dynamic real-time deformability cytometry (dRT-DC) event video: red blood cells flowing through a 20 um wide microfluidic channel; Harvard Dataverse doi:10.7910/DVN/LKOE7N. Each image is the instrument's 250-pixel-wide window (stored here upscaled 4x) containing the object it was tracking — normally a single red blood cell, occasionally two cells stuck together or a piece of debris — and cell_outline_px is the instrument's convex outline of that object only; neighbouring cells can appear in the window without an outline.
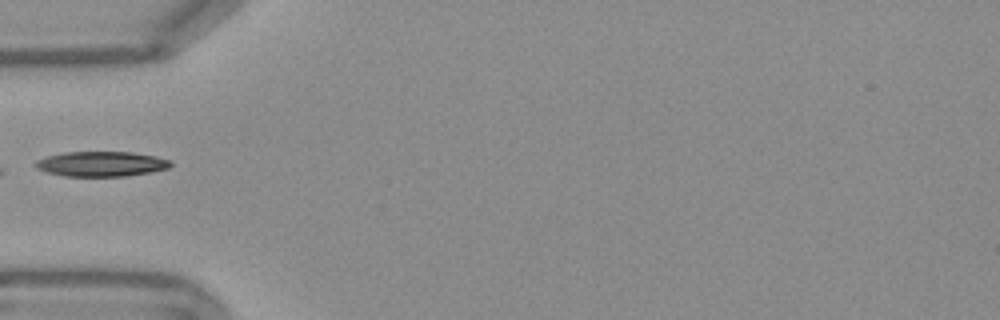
{"species": "Egyptian fruit bat (a non-hibernating species)", "species_latin": "Rousettus aegyptiacus", "temperature_condition": "warm", "stored_images_in_passage": 34, "camera_frame_rate_fps": 3000, "um_per_image_px": 0.085, "frame": {"image": 1, "passage_image": 1, "time_ms": 0.0, "image_size_px": [1000, 320], "cell_outline_px": [[172, 164], [168, 168], [152, 172], [128, 176], [64, 176], [48, 172], [36, 168], [32, 164], [36, 160], [48, 156], [64, 152], [132, 152], [156, 156], [172, 160]], "centroid_in_image_um": [8.63, 13.93], "position_along_channel_um": 76.4, "area_um2": 19.83}}